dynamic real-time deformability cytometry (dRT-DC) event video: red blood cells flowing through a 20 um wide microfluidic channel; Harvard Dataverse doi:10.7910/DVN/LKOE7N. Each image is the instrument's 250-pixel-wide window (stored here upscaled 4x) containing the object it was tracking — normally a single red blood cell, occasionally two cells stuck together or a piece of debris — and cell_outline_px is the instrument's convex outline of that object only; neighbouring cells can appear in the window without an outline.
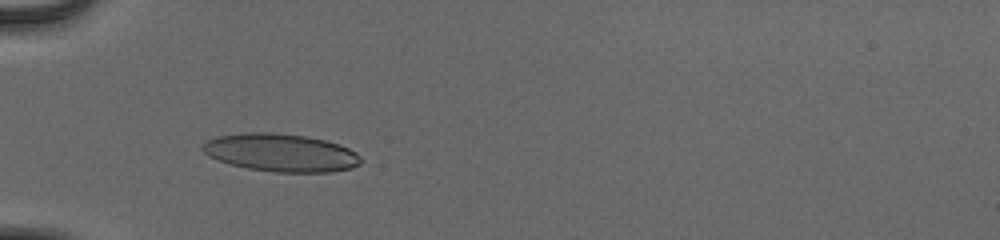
{"species": "human", "species_latin": "Homo sapiens", "temperature_condition": "cold", "stored_images_in_passage": 42, "camera_frame_rate_fps": 3000, "um_per_image_px": 0.085, "donor": {"sex": "male"}, "frame": {"image": 1, "passage_image": 7, "time_ms": 2.0, "image_size_px": [1000, 240], "cell_outline_px": [[360, 164], [352, 168], [332, 172], [272, 172], [248, 168], [232, 164], [208, 156], [200, 148], [208, 140], [216, 136], [244, 132], [272, 132], [308, 136], [340, 144], [356, 152], [360, 156]], "centroid_in_image_um": [23.88, 12.97], "position_along_channel_um": 61.1, "area_um2": 35.03}}
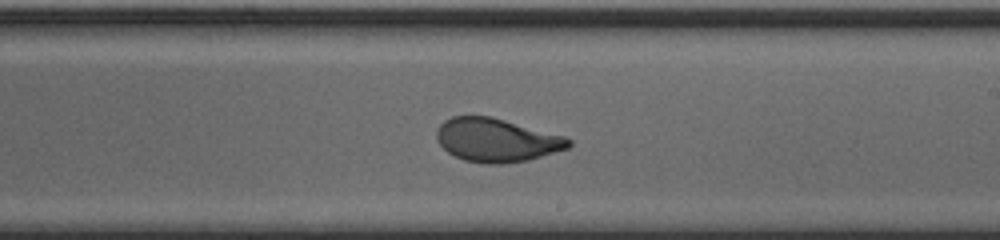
{"frame": {"image": 2, "passage_image": 22, "time_ms": 7.0, "image_size_px": [1000, 240], "cell_outline_px": [[572, 144], [568, 148], [528, 160], [500, 164], [484, 164], [464, 160], [448, 152], [436, 140], [436, 132], [440, 124], [444, 120], [452, 116], [492, 116], [564, 136], [572, 140]], "centroid_in_image_um": [42.19, 11.9], "position_along_channel_um": 246.8, "area_um2": 33.47}}
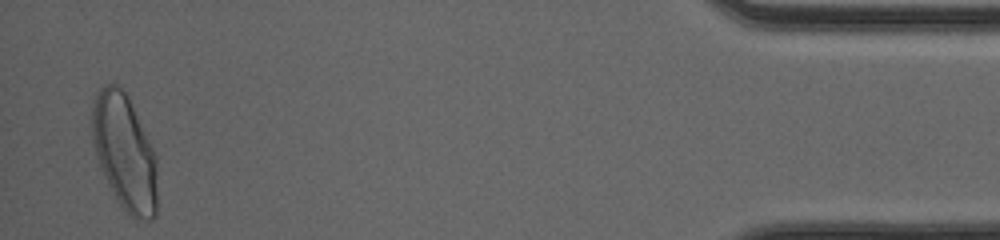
{"frame": {"image": 3, "passage_image": 41, "time_ms": 13.333, "image_size_px": [1000, 240], "cell_outline_px": [[156, 216], [152, 220], [148, 220], [132, 216], [120, 204], [108, 184], [100, 168], [96, 156], [92, 140], [92, 108], [96, 92], [100, 88], [108, 84], [116, 84], [128, 96], [156, 156]], "centroid_in_image_um": [10.57, 12.93], "position_along_channel_um": 424.6, "area_um2": 43.41}, "authors_computed_cell_mechanics": {"area_um2": 33.9575, "velocity_mm_per_s": 3.9182, "shape_relaxation_time_tau1_ms": 3.5719, "shape_relaxation_time_tau2_ms": null, "deformation_change_tau1": 0.1619, "deformation_change_tau2": null}}